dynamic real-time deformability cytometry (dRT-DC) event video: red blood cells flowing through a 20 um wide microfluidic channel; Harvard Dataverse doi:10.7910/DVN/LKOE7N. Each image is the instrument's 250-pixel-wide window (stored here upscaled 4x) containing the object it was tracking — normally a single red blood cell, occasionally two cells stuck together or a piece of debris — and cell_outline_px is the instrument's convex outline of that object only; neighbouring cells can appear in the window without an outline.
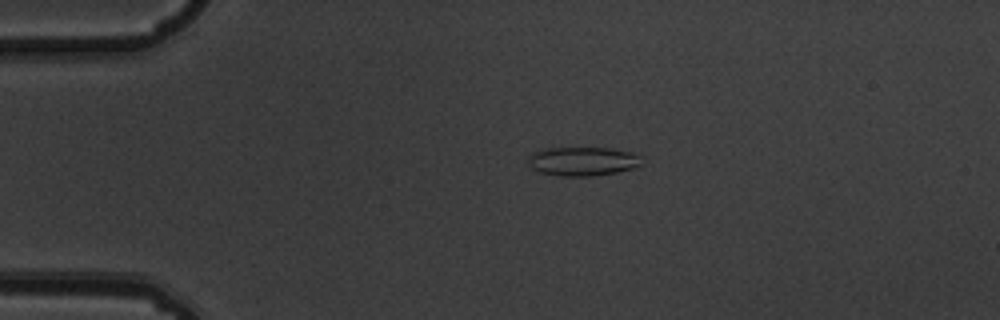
{"species": "common noctule bat (a hibernating species)", "species_latin": "Nyctalus noctula", "temperature_condition": "warm", "stored_images_in_passage": 5, "camera_frame_rate_fps": 3000, "um_per_image_px": 0.085, "animal": {"sex": "male", "body_mass_g": 19.5, "forearm_length_mm": 54.6}, "frame": {"image": 1, "passage_image": 4, "time_ms": 1.0, "image_size_px": [1000, 320], "cell_outline_px": [[640, 164], [632, 168], [616, 172], [592, 176], [560, 176], [540, 172], [532, 168], [528, 164], [528, 156], [532, 152], [544, 148], [608, 148], [636, 152], [640, 156]], "centroid_in_image_um": [49.5, 13.7], "position_along_channel_um": 35.5, "area_um2": 19.19}}